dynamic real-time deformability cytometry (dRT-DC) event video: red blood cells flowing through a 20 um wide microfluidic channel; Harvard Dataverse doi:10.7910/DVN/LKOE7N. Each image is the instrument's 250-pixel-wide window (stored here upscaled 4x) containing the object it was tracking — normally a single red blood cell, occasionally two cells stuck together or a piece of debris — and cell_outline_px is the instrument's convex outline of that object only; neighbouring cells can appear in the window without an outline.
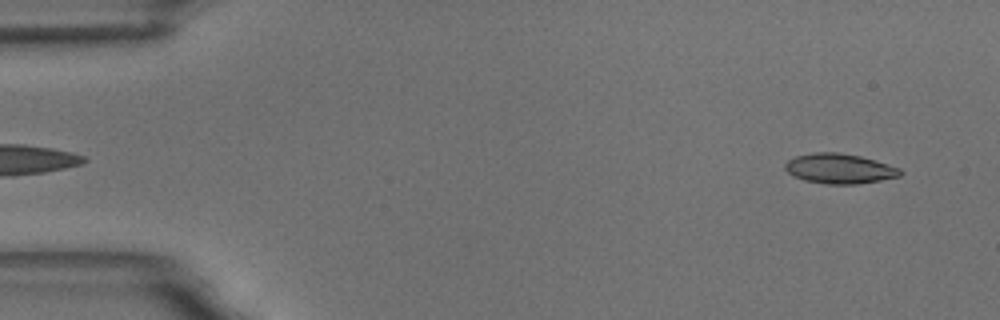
{"species": "common noctule bat (a hibernating species)", "species_latin": "Nyctalus noctula", "temperature_condition": "room temperature", "stored_images_in_passage": 57, "camera_frame_rate_fps": 3000, "um_per_image_px": 0.085, "animal": {"sex": "male", "body_mass_g": 18.8}, "frame": {"image": 1, "passage_image": 3, "time_ms": 0.667, "image_size_px": [1000, 320], "cell_outline_px": [[904, 172], [900, 176], [880, 180], [856, 184], [824, 184], [804, 180], [788, 172], [784, 168], [784, 164], [788, 160], [796, 156], [816, 152], [840, 152], [860, 156], [900, 168]], "centroid_in_image_um": [71.36, 14.33], "position_along_channel_um": 13.6, "area_um2": 20.0}}
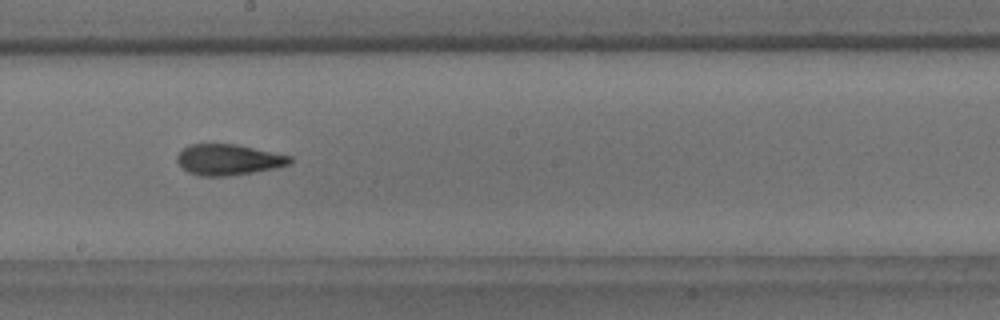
{"frame": {"image": 2, "passage_image": 31, "time_ms": 10.0, "image_size_px": [1000, 320], "cell_outline_px": [[292, 164], [276, 168], [228, 176], [200, 176], [188, 172], [176, 160], [176, 156], [188, 144], [236, 144], [292, 156]], "centroid_in_image_um": [19.44, 13.57], "position_along_channel_um": 228.8, "area_um2": 20.29}}
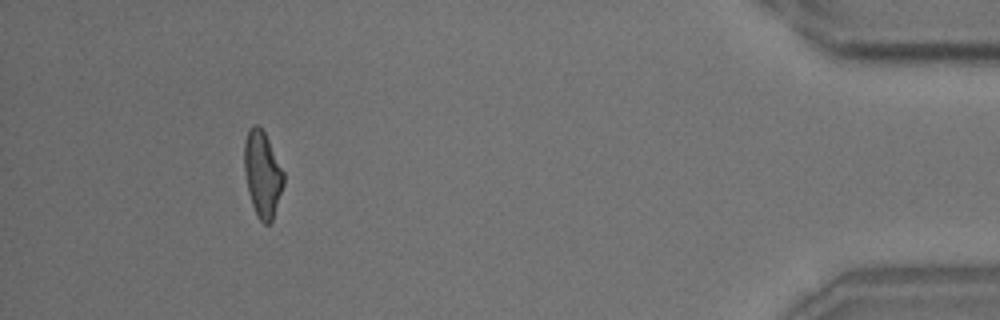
{"frame": {"image": 3, "passage_image": 52, "time_ms": 17.0, "image_size_px": [1000, 320], "cell_outline_px": [[284, 184], [272, 220], [268, 224], [264, 224], [256, 216], [248, 192], [244, 172], [244, 140], [248, 128], [252, 124], [256, 124], [264, 132], [284, 172]], "centroid_in_image_um": [22.29, 14.79], "position_along_channel_um": 412.9, "area_um2": 19.71}, "authors_computed_cell_mechanics": {"area_um2": 20.0566, "velocity_mm_per_s": 3.5134, "shape_relaxation_time_tau1_ms": 6.1823, "shape_relaxation_time_tau2_ms": 2.1315, "deformation_change_tau1": 0.1909, "deformation_change_tau2": 0.1011}}